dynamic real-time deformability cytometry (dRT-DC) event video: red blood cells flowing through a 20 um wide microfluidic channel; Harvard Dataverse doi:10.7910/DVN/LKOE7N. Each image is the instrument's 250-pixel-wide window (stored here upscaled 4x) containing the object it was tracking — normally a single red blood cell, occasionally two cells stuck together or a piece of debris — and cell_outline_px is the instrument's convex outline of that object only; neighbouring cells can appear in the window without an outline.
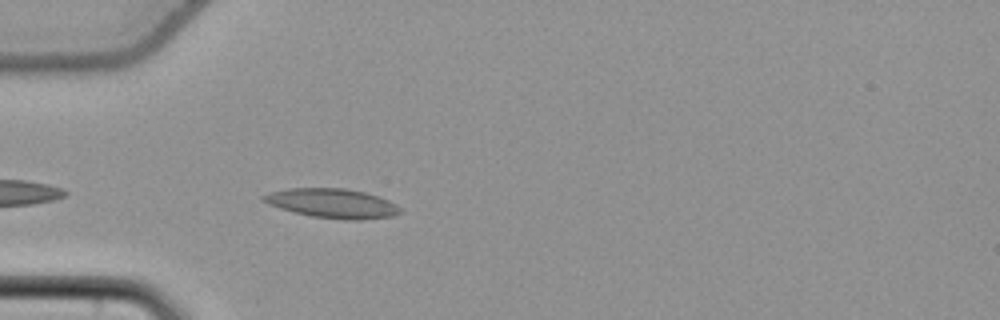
{"species": "common noctule bat (a hibernating species)", "species_latin": "Nyctalus noctula", "temperature_condition": "cold", "stored_images_in_passage": 8, "camera_frame_rate_fps": 3000, "um_per_image_px": 0.085, "animal": {"sex": "female", "body_mass_g": 22.7, "forearm_length_mm": 54.2}, "frame": {"image": 1, "passage_image": 4, "time_ms": 1.0, "image_size_px": [1000, 320], "cell_outline_px": [[400, 212], [392, 216], [360, 220], [344, 220], [312, 216], [280, 208], [268, 204], [260, 200], [260, 196], [272, 192], [288, 188], [344, 188], [364, 192], [388, 200], [396, 204], [400, 208]], "centroid_in_image_um": [28.22, 17.28], "position_along_channel_um": 56.8, "area_um2": 23.24}}
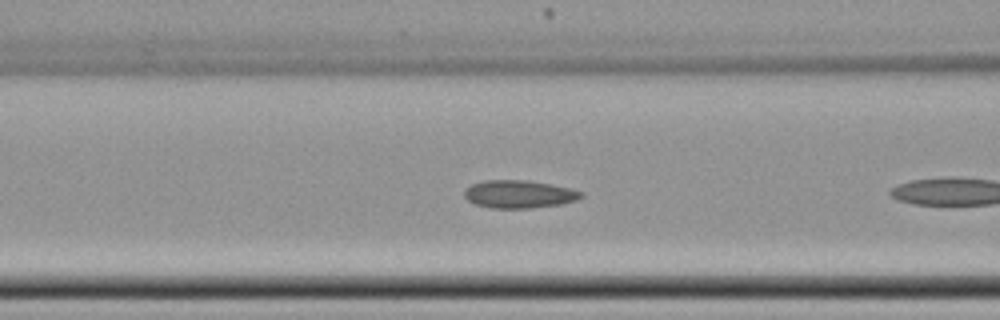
{"frame": {"image": 2, "passage_image": 7, "time_ms": 2.0, "image_size_px": [1000, 320], "cell_outline_px": [[584, 196], [576, 200], [560, 204], [528, 208], [492, 208], [476, 204], [468, 200], [464, 196], [464, 188], [472, 184], [484, 180], [528, 180], [572, 188], [584, 192]], "centroid_in_image_um": [44.13, 16.49], "position_along_channel_um": 122.5, "area_um2": 19.02}}